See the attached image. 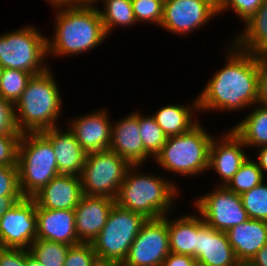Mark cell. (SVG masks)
Listing matches in <instances>:
<instances>
[{"label":"cell","mask_w":267,"mask_h":266,"mask_svg":"<svg viewBox=\"0 0 267 266\" xmlns=\"http://www.w3.org/2000/svg\"><path fill=\"white\" fill-rule=\"evenodd\" d=\"M133 13L138 25L160 27L164 0H131Z\"/></svg>","instance_id":"d6a6232c"},{"label":"cell","mask_w":267,"mask_h":266,"mask_svg":"<svg viewBox=\"0 0 267 266\" xmlns=\"http://www.w3.org/2000/svg\"><path fill=\"white\" fill-rule=\"evenodd\" d=\"M42 133L52 143L59 174L80 177L87 153L76 140L75 135L65 124L47 129Z\"/></svg>","instance_id":"d6986e66"},{"label":"cell","mask_w":267,"mask_h":266,"mask_svg":"<svg viewBox=\"0 0 267 266\" xmlns=\"http://www.w3.org/2000/svg\"><path fill=\"white\" fill-rule=\"evenodd\" d=\"M243 24L240 30L233 32L234 36H230V41L238 49L248 52L253 57H267V0H264L257 11Z\"/></svg>","instance_id":"cb8c5ba5"},{"label":"cell","mask_w":267,"mask_h":266,"mask_svg":"<svg viewBox=\"0 0 267 266\" xmlns=\"http://www.w3.org/2000/svg\"><path fill=\"white\" fill-rule=\"evenodd\" d=\"M139 131L144 149L155 158L168 137L156 123L152 114H146L145 111L141 112V109H139Z\"/></svg>","instance_id":"f1b7e54d"},{"label":"cell","mask_w":267,"mask_h":266,"mask_svg":"<svg viewBox=\"0 0 267 266\" xmlns=\"http://www.w3.org/2000/svg\"><path fill=\"white\" fill-rule=\"evenodd\" d=\"M69 247L66 244L37 238L29 251L44 266H64Z\"/></svg>","instance_id":"f546056e"},{"label":"cell","mask_w":267,"mask_h":266,"mask_svg":"<svg viewBox=\"0 0 267 266\" xmlns=\"http://www.w3.org/2000/svg\"><path fill=\"white\" fill-rule=\"evenodd\" d=\"M219 132L211 140L208 173L218 176V181L212 183L214 186H226L250 154L230 125Z\"/></svg>","instance_id":"4fadbf2b"},{"label":"cell","mask_w":267,"mask_h":266,"mask_svg":"<svg viewBox=\"0 0 267 266\" xmlns=\"http://www.w3.org/2000/svg\"><path fill=\"white\" fill-rule=\"evenodd\" d=\"M203 124L204 119L187 133L169 136L161 151L153 159L154 166L156 165L165 176L168 175L167 177L177 187L181 185L179 184L181 182L177 181L181 180L180 177L184 179L194 177L195 180L196 176L198 179L208 172L209 148L215 134L212 130L209 132L210 128Z\"/></svg>","instance_id":"5b68a950"},{"label":"cell","mask_w":267,"mask_h":266,"mask_svg":"<svg viewBox=\"0 0 267 266\" xmlns=\"http://www.w3.org/2000/svg\"><path fill=\"white\" fill-rule=\"evenodd\" d=\"M26 266H44L39 260L26 249Z\"/></svg>","instance_id":"bcb514c9"},{"label":"cell","mask_w":267,"mask_h":266,"mask_svg":"<svg viewBox=\"0 0 267 266\" xmlns=\"http://www.w3.org/2000/svg\"><path fill=\"white\" fill-rule=\"evenodd\" d=\"M233 266H250L248 262H241V261H238L235 265Z\"/></svg>","instance_id":"681fc988"},{"label":"cell","mask_w":267,"mask_h":266,"mask_svg":"<svg viewBox=\"0 0 267 266\" xmlns=\"http://www.w3.org/2000/svg\"><path fill=\"white\" fill-rule=\"evenodd\" d=\"M55 74L50 67L44 73L32 76L14 104L16 126L21 134L62 126L64 94Z\"/></svg>","instance_id":"277c9868"},{"label":"cell","mask_w":267,"mask_h":266,"mask_svg":"<svg viewBox=\"0 0 267 266\" xmlns=\"http://www.w3.org/2000/svg\"><path fill=\"white\" fill-rule=\"evenodd\" d=\"M196 261L198 266H233L238 262L227 233L206 224L198 213Z\"/></svg>","instance_id":"e0dca14e"},{"label":"cell","mask_w":267,"mask_h":266,"mask_svg":"<svg viewBox=\"0 0 267 266\" xmlns=\"http://www.w3.org/2000/svg\"><path fill=\"white\" fill-rule=\"evenodd\" d=\"M211 187L208 192L197 193L192 203L190 202V207L206 224L216 230L227 232L249 219L239 194L229 191L225 186Z\"/></svg>","instance_id":"30bf717a"},{"label":"cell","mask_w":267,"mask_h":266,"mask_svg":"<svg viewBox=\"0 0 267 266\" xmlns=\"http://www.w3.org/2000/svg\"><path fill=\"white\" fill-rule=\"evenodd\" d=\"M110 113L108 107H96V110L83 114L68 115L64 124L86 153L105 151L109 150L111 143L113 118Z\"/></svg>","instance_id":"9a60e30c"},{"label":"cell","mask_w":267,"mask_h":266,"mask_svg":"<svg viewBox=\"0 0 267 266\" xmlns=\"http://www.w3.org/2000/svg\"><path fill=\"white\" fill-rule=\"evenodd\" d=\"M36 202L23 197L0 218V247L29 250L37 239Z\"/></svg>","instance_id":"5bb4252c"},{"label":"cell","mask_w":267,"mask_h":266,"mask_svg":"<svg viewBox=\"0 0 267 266\" xmlns=\"http://www.w3.org/2000/svg\"><path fill=\"white\" fill-rule=\"evenodd\" d=\"M146 221L143 215L115 203L105 226L92 242L99 262L122 264Z\"/></svg>","instance_id":"ba28073f"},{"label":"cell","mask_w":267,"mask_h":266,"mask_svg":"<svg viewBox=\"0 0 267 266\" xmlns=\"http://www.w3.org/2000/svg\"><path fill=\"white\" fill-rule=\"evenodd\" d=\"M20 136L21 135H0V166H17Z\"/></svg>","instance_id":"8d00e7d4"},{"label":"cell","mask_w":267,"mask_h":266,"mask_svg":"<svg viewBox=\"0 0 267 266\" xmlns=\"http://www.w3.org/2000/svg\"><path fill=\"white\" fill-rule=\"evenodd\" d=\"M82 196L81 178L76 175L60 174L54 177L32 198L36 205L41 208L74 210Z\"/></svg>","instance_id":"ffe728a7"},{"label":"cell","mask_w":267,"mask_h":266,"mask_svg":"<svg viewBox=\"0 0 267 266\" xmlns=\"http://www.w3.org/2000/svg\"><path fill=\"white\" fill-rule=\"evenodd\" d=\"M249 110L230 128L242 139L251 154L254 149L267 146V106L257 103Z\"/></svg>","instance_id":"484cf974"},{"label":"cell","mask_w":267,"mask_h":266,"mask_svg":"<svg viewBox=\"0 0 267 266\" xmlns=\"http://www.w3.org/2000/svg\"><path fill=\"white\" fill-rule=\"evenodd\" d=\"M143 167L144 165H131L128 168L115 203L146 219H158L175 213L180 203L177 200L183 199L180 198L183 196L181 186L177 187L162 172L159 173L157 168L145 171L146 167Z\"/></svg>","instance_id":"3957f363"},{"label":"cell","mask_w":267,"mask_h":266,"mask_svg":"<svg viewBox=\"0 0 267 266\" xmlns=\"http://www.w3.org/2000/svg\"><path fill=\"white\" fill-rule=\"evenodd\" d=\"M51 7L63 6V5H74V0H43ZM49 3V4H48Z\"/></svg>","instance_id":"7dc6e473"},{"label":"cell","mask_w":267,"mask_h":266,"mask_svg":"<svg viewBox=\"0 0 267 266\" xmlns=\"http://www.w3.org/2000/svg\"><path fill=\"white\" fill-rule=\"evenodd\" d=\"M2 69L3 68L0 66V79H1Z\"/></svg>","instance_id":"f907efd6"},{"label":"cell","mask_w":267,"mask_h":266,"mask_svg":"<svg viewBox=\"0 0 267 266\" xmlns=\"http://www.w3.org/2000/svg\"><path fill=\"white\" fill-rule=\"evenodd\" d=\"M37 238L73 246L81 243L75 228V210H49L36 205Z\"/></svg>","instance_id":"44dd1931"},{"label":"cell","mask_w":267,"mask_h":266,"mask_svg":"<svg viewBox=\"0 0 267 266\" xmlns=\"http://www.w3.org/2000/svg\"><path fill=\"white\" fill-rule=\"evenodd\" d=\"M139 108L118 119L112 120L109 150L117 153L130 165H144L153 162V157L144 149L139 131ZM149 161V162H147ZM146 163V165H145Z\"/></svg>","instance_id":"2e32d148"},{"label":"cell","mask_w":267,"mask_h":266,"mask_svg":"<svg viewBox=\"0 0 267 266\" xmlns=\"http://www.w3.org/2000/svg\"><path fill=\"white\" fill-rule=\"evenodd\" d=\"M216 17V0H164L159 29L184 39L200 32Z\"/></svg>","instance_id":"8fae6325"},{"label":"cell","mask_w":267,"mask_h":266,"mask_svg":"<svg viewBox=\"0 0 267 266\" xmlns=\"http://www.w3.org/2000/svg\"><path fill=\"white\" fill-rule=\"evenodd\" d=\"M226 233L237 260L249 262L267 244V221L249 218Z\"/></svg>","instance_id":"603a6c76"},{"label":"cell","mask_w":267,"mask_h":266,"mask_svg":"<svg viewBox=\"0 0 267 266\" xmlns=\"http://www.w3.org/2000/svg\"><path fill=\"white\" fill-rule=\"evenodd\" d=\"M0 266H26V249L0 247Z\"/></svg>","instance_id":"f35d334b"},{"label":"cell","mask_w":267,"mask_h":266,"mask_svg":"<svg viewBox=\"0 0 267 266\" xmlns=\"http://www.w3.org/2000/svg\"><path fill=\"white\" fill-rule=\"evenodd\" d=\"M97 266H122L120 263L99 262Z\"/></svg>","instance_id":"c3c4849f"},{"label":"cell","mask_w":267,"mask_h":266,"mask_svg":"<svg viewBox=\"0 0 267 266\" xmlns=\"http://www.w3.org/2000/svg\"><path fill=\"white\" fill-rule=\"evenodd\" d=\"M0 135H21L15 121L14 104L0 96Z\"/></svg>","instance_id":"74e56055"},{"label":"cell","mask_w":267,"mask_h":266,"mask_svg":"<svg viewBox=\"0 0 267 266\" xmlns=\"http://www.w3.org/2000/svg\"><path fill=\"white\" fill-rule=\"evenodd\" d=\"M51 11L54 28L47 36L48 58L81 57L109 41L97 7L63 5Z\"/></svg>","instance_id":"7a4b0ae2"},{"label":"cell","mask_w":267,"mask_h":266,"mask_svg":"<svg viewBox=\"0 0 267 266\" xmlns=\"http://www.w3.org/2000/svg\"><path fill=\"white\" fill-rule=\"evenodd\" d=\"M161 266H198L194 257L170 252Z\"/></svg>","instance_id":"60d3db41"},{"label":"cell","mask_w":267,"mask_h":266,"mask_svg":"<svg viewBox=\"0 0 267 266\" xmlns=\"http://www.w3.org/2000/svg\"><path fill=\"white\" fill-rule=\"evenodd\" d=\"M98 263L92 243L81 242L69 247L64 266H97Z\"/></svg>","instance_id":"e575fe53"},{"label":"cell","mask_w":267,"mask_h":266,"mask_svg":"<svg viewBox=\"0 0 267 266\" xmlns=\"http://www.w3.org/2000/svg\"><path fill=\"white\" fill-rule=\"evenodd\" d=\"M224 43V65L216 68L197 94L199 113H243L257 104L259 58L238 49L230 40ZM214 112V113H212Z\"/></svg>","instance_id":"6da1fadb"},{"label":"cell","mask_w":267,"mask_h":266,"mask_svg":"<svg viewBox=\"0 0 267 266\" xmlns=\"http://www.w3.org/2000/svg\"><path fill=\"white\" fill-rule=\"evenodd\" d=\"M103 0H74L76 6L98 7Z\"/></svg>","instance_id":"f6af8a7d"},{"label":"cell","mask_w":267,"mask_h":266,"mask_svg":"<svg viewBox=\"0 0 267 266\" xmlns=\"http://www.w3.org/2000/svg\"><path fill=\"white\" fill-rule=\"evenodd\" d=\"M248 263L250 266H267V244H265Z\"/></svg>","instance_id":"ee69618b"},{"label":"cell","mask_w":267,"mask_h":266,"mask_svg":"<svg viewBox=\"0 0 267 266\" xmlns=\"http://www.w3.org/2000/svg\"><path fill=\"white\" fill-rule=\"evenodd\" d=\"M115 204V200L107 197H81L75 207V228L78 240L92 243L105 226L108 215Z\"/></svg>","instance_id":"ac0fdd59"},{"label":"cell","mask_w":267,"mask_h":266,"mask_svg":"<svg viewBox=\"0 0 267 266\" xmlns=\"http://www.w3.org/2000/svg\"><path fill=\"white\" fill-rule=\"evenodd\" d=\"M251 153L252 158L257 162L259 168L262 170L264 176L267 178V146L259 147Z\"/></svg>","instance_id":"b9f144b4"},{"label":"cell","mask_w":267,"mask_h":266,"mask_svg":"<svg viewBox=\"0 0 267 266\" xmlns=\"http://www.w3.org/2000/svg\"><path fill=\"white\" fill-rule=\"evenodd\" d=\"M266 179L257 162L249 155L225 187L241 195Z\"/></svg>","instance_id":"83f0119b"},{"label":"cell","mask_w":267,"mask_h":266,"mask_svg":"<svg viewBox=\"0 0 267 266\" xmlns=\"http://www.w3.org/2000/svg\"><path fill=\"white\" fill-rule=\"evenodd\" d=\"M257 103L267 106V57L259 58V89Z\"/></svg>","instance_id":"ab89813d"},{"label":"cell","mask_w":267,"mask_h":266,"mask_svg":"<svg viewBox=\"0 0 267 266\" xmlns=\"http://www.w3.org/2000/svg\"><path fill=\"white\" fill-rule=\"evenodd\" d=\"M44 33L31 23L0 33V66L26 71L33 76L48 70L51 60Z\"/></svg>","instance_id":"52a82bcc"},{"label":"cell","mask_w":267,"mask_h":266,"mask_svg":"<svg viewBox=\"0 0 267 266\" xmlns=\"http://www.w3.org/2000/svg\"><path fill=\"white\" fill-rule=\"evenodd\" d=\"M32 76L26 71L3 68L0 79V96L15 104Z\"/></svg>","instance_id":"4dcf8cb0"},{"label":"cell","mask_w":267,"mask_h":266,"mask_svg":"<svg viewBox=\"0 0 267 266\" xmlns=\"http://www.w3.org/2000/svg\"><path fill=\"white\" fill-rule=\"evenodd\" d=\"M0 196H23L17 166H0Z\"/></svg>","instance_id":"d590c367"},{"label":"cell","mask_w":267,"mask_h":266,"mask_svg":"<svg viewBox=\"0 0 267 266\" xmlns=\"http://www.w3.org/2000/svg\"><path fill=\"white\" fill-rule=\"evenodd\" d=\"M191 210L180 215L168 214L169 247L170 252L196 259L197 212L192 207Z\"/></svg>","instance_id":"d4e9b609"},{"label":"cell","mask_w":267,"mask_h":266,"mask_svg":"<svg viewBox=\"0 0 267 266\" xmlns=\"http://www.w3.org/2000/svg\"><path fill=\"white\" fill-rule=\"evenodd\" d=\"M170 253L168 214L147 219L130 246L122 266H161Z\"/></svg>","instance_id":"7c38bea8"},{"label":"cell","mask_w":267,"mask_h":266,"mask_svg":"<svg viewBox=\"0 0 267 266\" xmlns=\"http://www.w3.org/2000/svg\"><path fill=\"white\" fill-rule=\"evenodd\" d=\"M218 18L220 15L227 13L234 14L240 19V22L245 23L262 5L264 0H216ZM233 12V13H232Z\"/></svg>","instance_id":"836d02e7"},{"label":"cell","mask_w":267,"mask_h":266,"mask_svg":"<svg viewBox=\"0 0 267 266\" xmlns=\"http://www.w3.org/2000/svg\"><path fill=\"white\" fill-rule=\"evenodd\" d=\"M23 196H0V218L6 211L14 207Z\"/></svg>","instance_id":"7bdbcfd3"},{"label":"cell","mask_w":267,"mask_h":266,"mask_svg":"<svg viewBox=\"0 0 267 266\" xmlns=\"http://www.w3.org/2000/svg\"><path fill=\"white\" fill-rule=\"evenodd\" d=\"M240 196L250 219L267 221V179Z\"/></svg>","instance_id":"1f68e13d"},{"label":"cell","mask_w":267,"mask_h":266,"mask_svg":"<svg viewBox=\"0 0 267 266\" xmlns=\"http://www.w3.org/2000/svg\"><path fill=\"white\" fill-rule=\"evenodd\" d=\"M101 4L97 9L107 36L120 28L130 30L137 25L131 0H103Z\"/></svg>","instance_id":"4316f807"},{"label":"cell","mask_w":267,"mask_h":266,"mask_svg":"<svg viewBox=\"0 0 267 266\" xmlns=\"http://www.w3.org/2000/svg\"><path fill=\"white\" fill-rule=\"evenodd\" d=\"M130 166L111 150L87 153L80 176L82 193L115 200Z\"/></svg>","instance_id":"9c48e42d"},{"label":"cell","mask_w":267,"mask_h":266,"mask_svg":"<svg viewBox=\"0 0 267 266\" xmlns=\"http://www.w3.org/2000/svg\"><path fill=\"white\" fill-rule=\"evenodd\" d=\"M156 123L167 137L187 133L202 121L198 108L197 96L185 103H166L152 111Z\"/></svg>","instance_id":"7402d4cb"},{"label":"cell","mask_w":267,"mask_h":266,"mask_svg":"<svg viewBox=\"0 0 267 266\" xmlns=\"http://www.w3.org/2000/svg\"><path fill=\"white\" fill-rule=\"evenodd\" d=\"M17 167L23 197L32 198L54 177L60 175L52 143L42 132L21 134Z\"/></svg>","instance_id":"8992f818"}]
</instances>
